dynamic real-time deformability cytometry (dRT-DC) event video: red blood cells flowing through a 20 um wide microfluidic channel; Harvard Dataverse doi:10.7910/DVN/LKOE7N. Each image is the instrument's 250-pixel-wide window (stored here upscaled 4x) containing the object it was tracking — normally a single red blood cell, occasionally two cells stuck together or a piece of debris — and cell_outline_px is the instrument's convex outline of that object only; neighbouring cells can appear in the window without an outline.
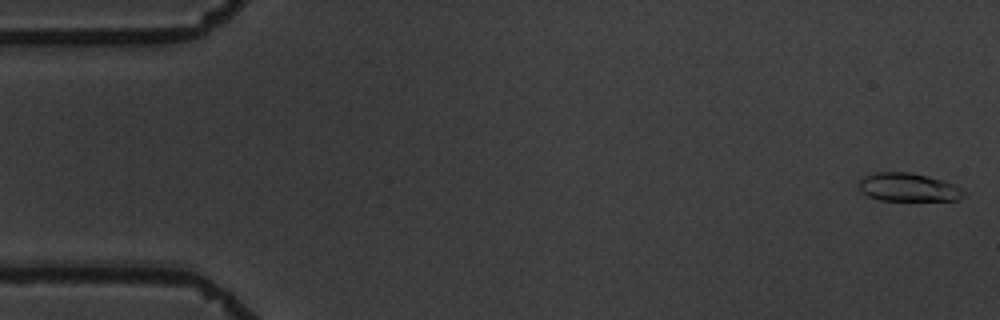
{"species": "common noctule bat (a hibernating species)", "species_latin": "Nyctalus noctula", "temperature_condition": "warm", "stored_images_in_passage": 6, "camera_frame_rate_fps": 3000, "um_per_image_px": 0.085, "animal": {"sex": "male", "body_mass_g": 19.5, "forearm_length_mm": 54.6}, "frame": {"image": 1, "passage_image": 1, "time_ms": 0.0, "image_size_px": [1000, 320], "cell_outline_px": [[968, 192], [960, 200], [880, 200], [868, 196], [860, 192], [856, 184], [864, 176], [876, 172], [908, 172], [928, 176], [944, 180], [956, 184]], "centroid_in_image_um": [77.23, 15.92], "position_along_channel_um": 7.8, "area_um2": 17.69}}